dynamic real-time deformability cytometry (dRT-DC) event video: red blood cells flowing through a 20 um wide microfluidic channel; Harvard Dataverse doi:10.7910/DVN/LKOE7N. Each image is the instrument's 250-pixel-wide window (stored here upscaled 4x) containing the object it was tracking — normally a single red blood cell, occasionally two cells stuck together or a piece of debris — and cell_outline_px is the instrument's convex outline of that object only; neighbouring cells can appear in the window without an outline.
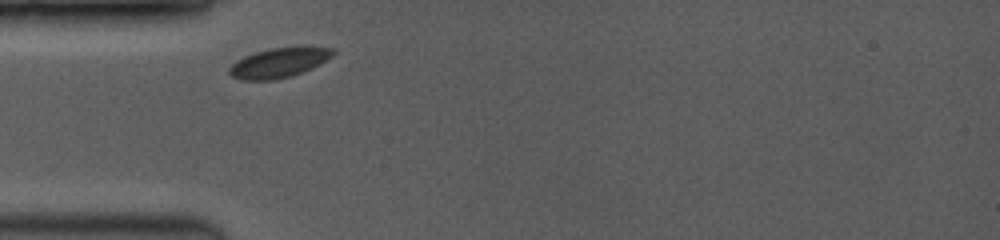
{"species": "common noctule bat (a hibernating species)", "species_latin": "Nyctalus noctula", "temperature_condition": "room temperature", "stored_images_in_passage": 19, "camera_frame_rate_fps": 3500, "um_per_image_px": 0.085, "animal": {"sex": "female", "body_mass_g": 19.0, "forearm_length_mm": 53.3}, "frame": {"image": 1, "passage_image": 1, "time_ms": 0.0, "image_size_px": [1000, 240], "cell_outline_px": [[336, 52], [332, 56], [320, 64], [312, 68], [288, 76], [272, 80], [240, 80], [232, 76], [228, 72], [228, 68], [236, 60], [244, 56], [268, 48], [304, 44], [336, 48]], "centroid_in_image_um": [23.76, 5.27], "position_along_channel_um": 61.2, "area_um2": 18.55}}
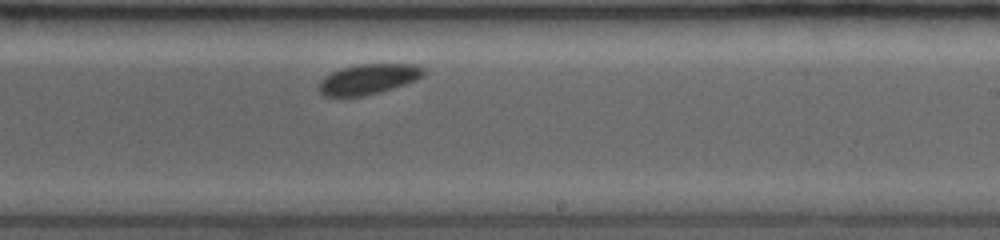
{"frame": {"image": 2, "passage_image": 11, "time_ms": 5.143, "image_size_px": [1000, 240], "cell_outline_px": [[424, 72], [416, 80], [380, 92], [364, 96], [324, 96], [320, 92], [320, 80], [324, 76], [332, 72], [356, 64], [416, 64], [424, 68]], "centroid_in_image_um": [31.3, 6.72], "position_along_channel_um": 257.7, "area_um2": 18.21}}
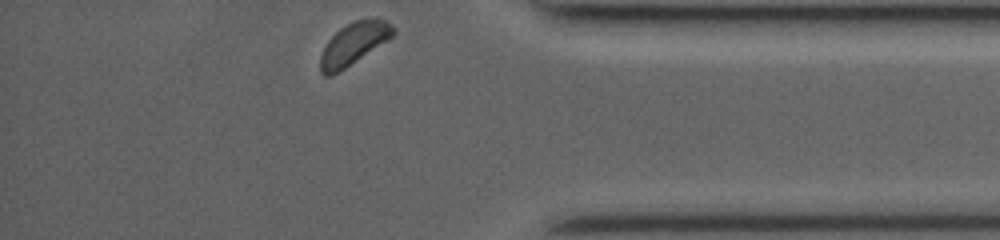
{"frame": {"image": 3, "passage_image": 19, "time_ms": 9.143, "image_size_px": [1000, 240], "cell_outline_px": [[396, 32], [388, 40], [332, 76], [324, 76], [320, 72], [320, 56], [328, 40], [340, 28], [356, 20], [376, 16], [392, 24]], "centroid_in_image_um": [30.08, 3.69], "position_along_channel_um": 405.1, "area_um2": 17.86}, "authors_computed_cell_mechanics": {"area_um2": 18.4382, "velocity_mm_per_s": 3.853, "shape_relaxation_time_tau1_ms": 0.7859, "shape_relaxation_time_tau2_ms": null, "deformation_change_tau1": 0.0404, "deformation_change_tau2": null}}